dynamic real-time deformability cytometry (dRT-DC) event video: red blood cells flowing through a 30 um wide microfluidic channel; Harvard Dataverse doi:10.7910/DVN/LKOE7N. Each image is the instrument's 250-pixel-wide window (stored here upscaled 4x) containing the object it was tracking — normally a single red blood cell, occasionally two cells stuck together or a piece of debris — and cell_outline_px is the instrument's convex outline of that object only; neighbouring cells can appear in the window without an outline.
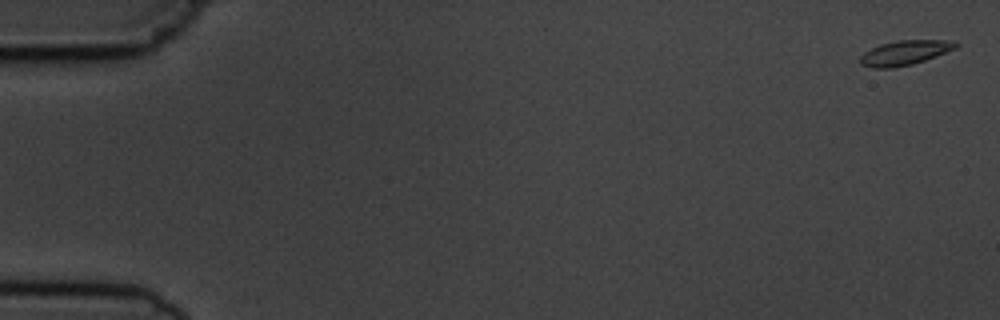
{"species": "common noctule bat (a hibernating species)", "species_latin": "Nyctalus noctula", "temperature_condition": "cold", "stored_images_in_passage": 11, "camera_frame_rate_fps": 3000, "um_per_image_px": 0.085, "animal": {"sex": "male", "body_mass_g": 19.5, "forearm_length_mm": 54.6}, "frame": {"image": 1, "passage_image": 1, "time_ms": 0.0, "image_size_px": [1000, 320], "cell_outline_px": [[960, 44], [956, 48], [924, 60], [912, 64], [892, 68], [872, 68], [860, 64], [860, 56], [864, 52], [880, 44], [896, 40], [956, 40]], "centroid_in_image_um": [76.91, 4.47], "position_along_channel_um": 8.1, "area_um2": 13.76}}
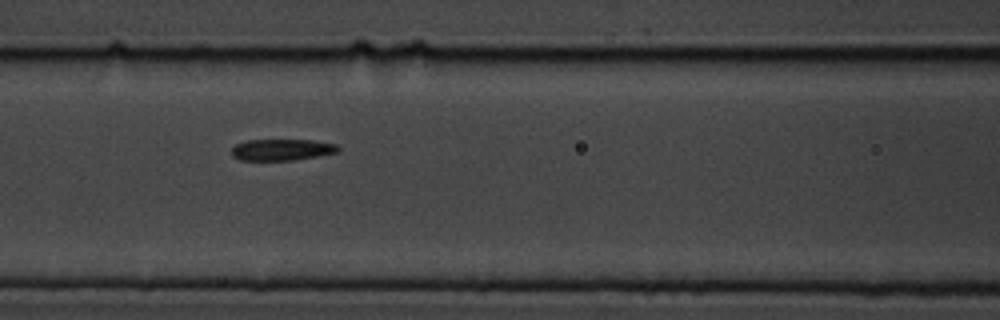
{"frame": {"image": 2, "passage_image": 7, "time_ms": 7.667, "image_size_px": [1000, 320], "cell_outline_px": [[340, 148], [336, 152], [296, 160], [240, 160], [232, 156], [232, 148], [236, 144], [244, 140], [312, 140], [336, 144]], "centroid_in_image_um": [23.92, 12.72], "position_along_channel_um": 142.7, "area_um2": 13.24}}
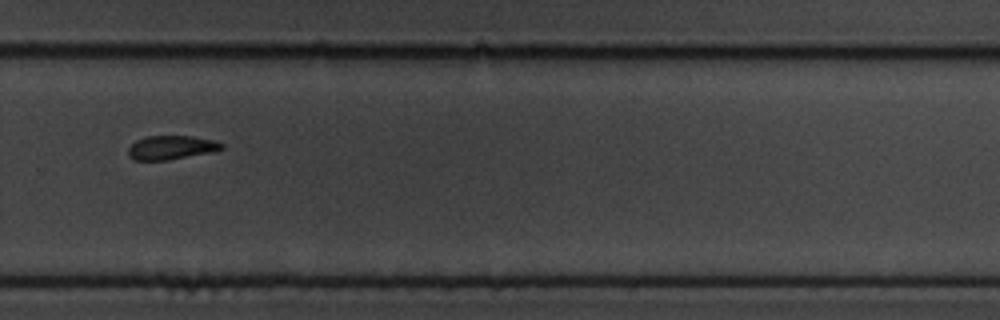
{"frame": {"image": 3, "passage_image": 11, "time_ms": 12.333, "image_size_px": [1000, 320], "cell_outline_px": [[224, 148], [216, 152], [168, 160], [132, 160], [128, 156], [128, 148], [136, 140], [148, 136], [192, 136], [212, 140], [224, 144]], "centroid_in_image_um": [14.57, 12.55], "position_along_channel_um": 315.2, "area_um2": 13.18}}